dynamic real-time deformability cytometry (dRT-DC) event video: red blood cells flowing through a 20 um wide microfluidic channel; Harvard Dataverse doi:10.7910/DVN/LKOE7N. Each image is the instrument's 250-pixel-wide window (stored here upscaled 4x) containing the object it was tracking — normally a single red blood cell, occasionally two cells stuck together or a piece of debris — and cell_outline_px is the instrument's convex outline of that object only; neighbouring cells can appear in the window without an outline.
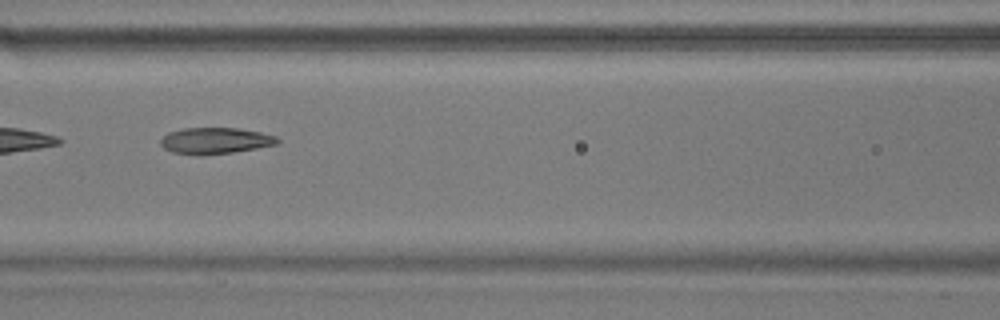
{"species": "common noctule bat (a hibernating species)", "species_latin": "Nyctalus noctula", "temperature_condition": "warm", "stored_images_in_passage": 18, "camera_frame_rate_fps": 3000, "um_per_image_px": 0.085, "animal": {"sex": "male", "body_mass_g": 17.9}, "frame": {"image": 1, "passage_image": 6, "time_ms": 1.667, "image_size_px": [1000, 320], "cell_outline_px": [[280, 140], [276, 144], [256, 148], [232, 152], [204, 156], [196, 156], [172, 152], [164, 148], [160, 144], [160, 140], [168, 132], [184, 128], [236, 128], [260, 132], [276, 136]], "centroid_in_image_um": [18.25, 11.97], "position_along_channel_um": 148.3, "area_um2": 17.98}}